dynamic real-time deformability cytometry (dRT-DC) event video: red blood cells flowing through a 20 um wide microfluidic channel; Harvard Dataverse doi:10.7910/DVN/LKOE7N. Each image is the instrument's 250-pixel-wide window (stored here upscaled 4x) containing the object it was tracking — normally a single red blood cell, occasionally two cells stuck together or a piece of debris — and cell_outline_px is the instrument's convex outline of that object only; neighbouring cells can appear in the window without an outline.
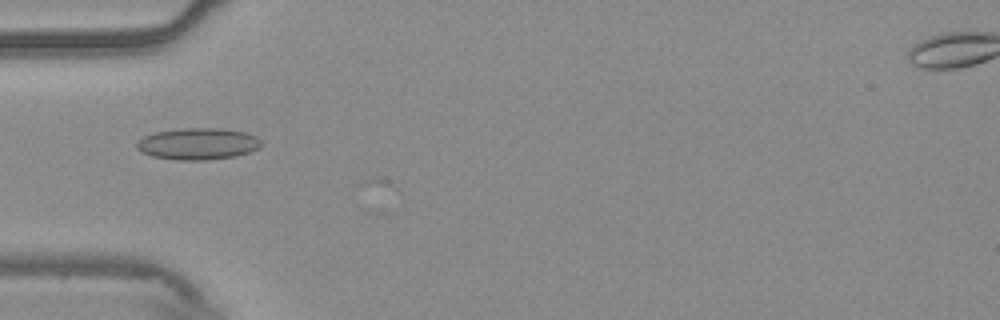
{"species": "common noctule bat (a hibernating species)", "species_latin": "Nyctalus noctula", "temperature_condition": "warm", "stored_images_in_passage": 17, "camera_frame_rate_fps": 3000, "um_per_image_px": 0.085, "animal": {"sex": "male", "body_mass_g": 20.4}, "frame": {"image": 1, "passage_image": 16, "time_ms": 5.0, "image_size_px": [1000, 320], "cell_outline_px": [[260, 148], [236, 156], [204, 160], [176, 160], [152, 156], [136, 148], [136, 144], [144, 136], [156, 132], [180, 128], [220, 128], [244, 132], [256, 136], [260, 140]], "centroid_in_image_um": [16.83, 12.22], "position_along_channel_um": 68.2, "area_um2": 22.83}}